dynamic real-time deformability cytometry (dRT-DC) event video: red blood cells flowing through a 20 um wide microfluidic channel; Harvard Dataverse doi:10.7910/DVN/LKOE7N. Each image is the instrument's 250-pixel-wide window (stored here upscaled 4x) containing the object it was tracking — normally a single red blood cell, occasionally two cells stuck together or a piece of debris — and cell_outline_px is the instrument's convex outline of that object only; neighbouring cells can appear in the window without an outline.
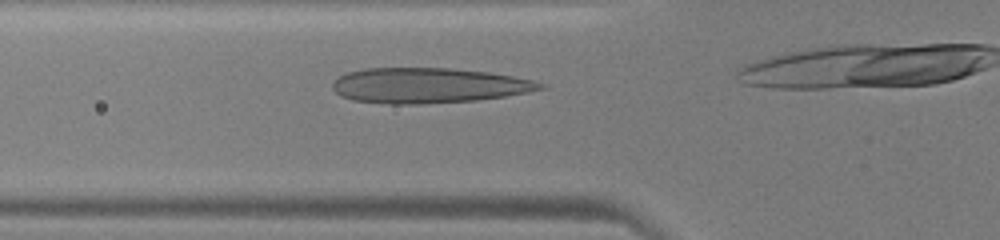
{"species": "human", "species_latin": "Homo sapiens", "temperature_condition": "warm", "stored_images_in_passage": 9, "camera_frame_rate_fps": 3000, "um_per_image_px": 0.085, "donor": {"sex": "male"}, "frame": {"image": 1, "passage_image": 2, "time_ms": 0.333, "image_size_px": [1000, 240], "cell_outline_px": [[548, 88], [528, 92], [504, 96], [476, 100], [420, 104], [392, 104], [352, 100], [340, 96], [332, 88], [332, 84], [340, 76], [348, 72], [364, 68], [448, 68], [488, 72], [512, 76], [532, 80], [548, 84]], "centroid_in_image_um": [36.44, 7.26], "position_along_channel_um": 89.4, "area_um2": 42.66}}
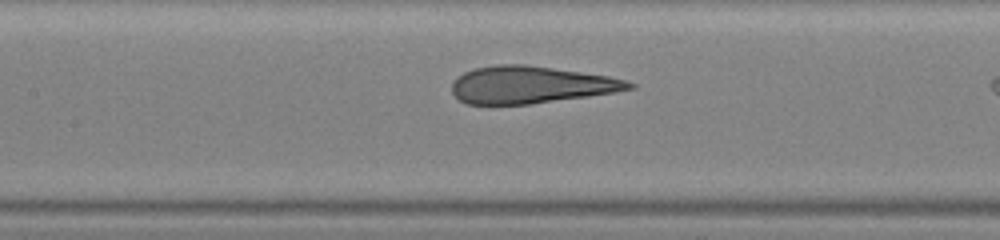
{"frame": {"image": 2, "passage_image": 7, "time_ms": 2.0, "image_size_px": [1000, 240], "cell_outline_px": [[636, 88], [588, 96], [528, 104], [468, 104], [460, 100], [452, 92], [452, 84], [456, 76], [472, 68], [500, 64], [524, 64], [608, 76], [624, 80], [636, 84]], "centroid_in_image_um": [45.07, 7.2], "position_along_channel_um": 162.3, "area_um2": 38.09}}